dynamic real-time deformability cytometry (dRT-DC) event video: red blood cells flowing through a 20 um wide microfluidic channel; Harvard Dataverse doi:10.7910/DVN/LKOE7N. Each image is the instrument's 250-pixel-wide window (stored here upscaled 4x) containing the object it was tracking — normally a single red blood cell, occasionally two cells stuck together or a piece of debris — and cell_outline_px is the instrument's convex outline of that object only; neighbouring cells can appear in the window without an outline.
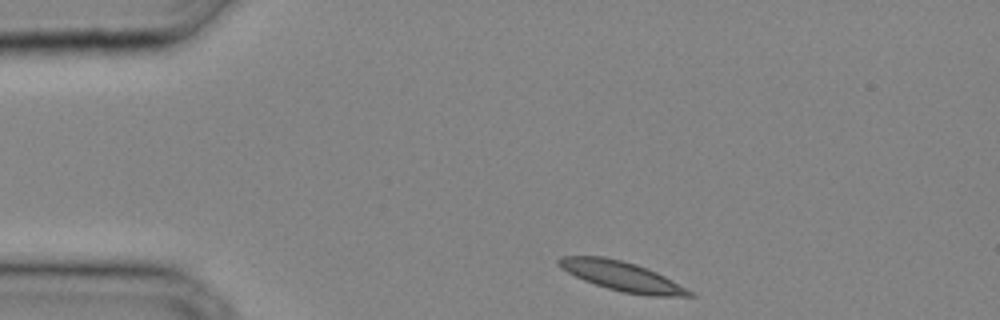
{"species": "common noctule bat (a hibernating species)", "species_latin": "Nyctalus noctula", "temperature_condition": "cold", "stored_images_in_passage": 28, "camera_frame_rate_fps": 3000, "um_per_image_px": 0.085, "animal": {"sex": "male", "body_mass_g": 20.4}, "frame": {"image": 1, "passage_image": 1, "time_ms": 0.0, "image_size_px": [1000, 320], "cell_outline_px": [[696, 296], [648, 296], [624, 292], [608, 288], [584, 280], [568, 272], [556, 260], [560, 256], [604, 256], [636, 264], [648, 268], [664, 276], [692, 292]], "centroid_in_image_um": [52.87, 23.47], "position_along_channel_um": 32.1, "area_um2": 21.96}}
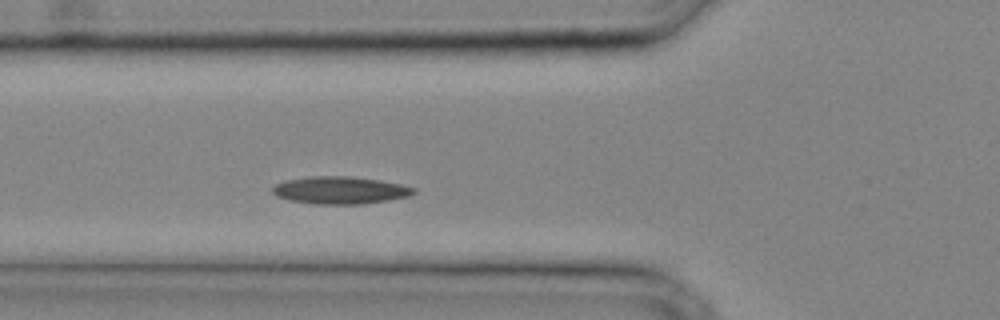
{"frame": {"image": 2, "passage_image": 7, "time_ms": 2.0, "image_size_px": [1000, 320], "cell_outline_px": [[416, 192], [408, 196], [388, 200], [360, 204], [312, 204], [288, 200], [276, 196], [272, 192], [272, 188], [276, 184], [284, 180], [308, 176], [348, 176], [380, 180], [400, 184], [416, 188]], "centroid_in_image_um": [28.87, 16.17], "position_along_channel_um": 96.9, "area_um2": 22.66}}
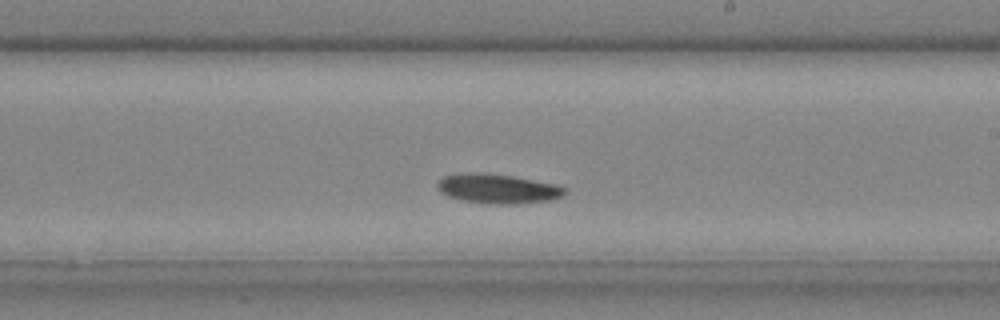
{"frame": {"image": 3, "passage_image": 15, "time_ms": 4.667, "image_size_px": [1000, 320], "cell_outline_px": [[568, 192], [564, 196], [552, 200], [516, 204], [488, 204], [464, 200], [448, 196], [440, 192], [436, 184], [444, 176], [476, 172], [484, 172], [512, 176], [556, 184], [564, 188]], "centroid_in_image_um": [42.35, 16.05], "position_along_channel_um": 246.6, "area_um2": 21.91}}